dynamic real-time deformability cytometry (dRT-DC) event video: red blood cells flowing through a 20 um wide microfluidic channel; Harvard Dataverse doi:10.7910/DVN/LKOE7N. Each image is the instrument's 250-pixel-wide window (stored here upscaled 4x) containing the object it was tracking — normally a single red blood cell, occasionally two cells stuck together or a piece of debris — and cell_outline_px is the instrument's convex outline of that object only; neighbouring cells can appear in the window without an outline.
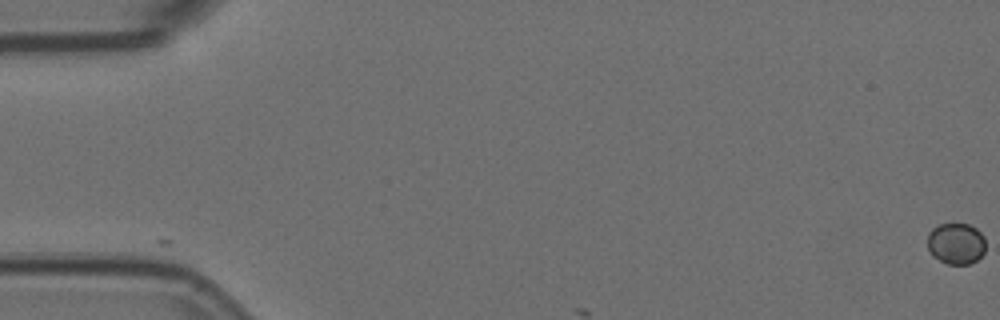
{"species": "Egyptian fruit bat (a non-hibernating species)", "species_latin": "Rousettus aegyptiacus", "temperature_condition": "room temperature", "stored_images_in_passage": 3, "camera_frame_rate_fps": 3000, "um_per_image_px": 0.085, "animal": {"sex": "female"}, "frame": {"image": 1, "passage_image": 1, "time_ms": 0.0, "image_size_px": [1000, 320], "cell_outline_px": [[984, 252], [976, 260], [968, 264], [948, 264], [932, 256], [928, 248], [928, 232], [932, 228], [940, 224], [968, 224], [976, 228], [984, 236]], "centroid_in_image_um": [81.25, 20.69], "position_along_channel_um": 3.8, "area_um2": 13.93}}